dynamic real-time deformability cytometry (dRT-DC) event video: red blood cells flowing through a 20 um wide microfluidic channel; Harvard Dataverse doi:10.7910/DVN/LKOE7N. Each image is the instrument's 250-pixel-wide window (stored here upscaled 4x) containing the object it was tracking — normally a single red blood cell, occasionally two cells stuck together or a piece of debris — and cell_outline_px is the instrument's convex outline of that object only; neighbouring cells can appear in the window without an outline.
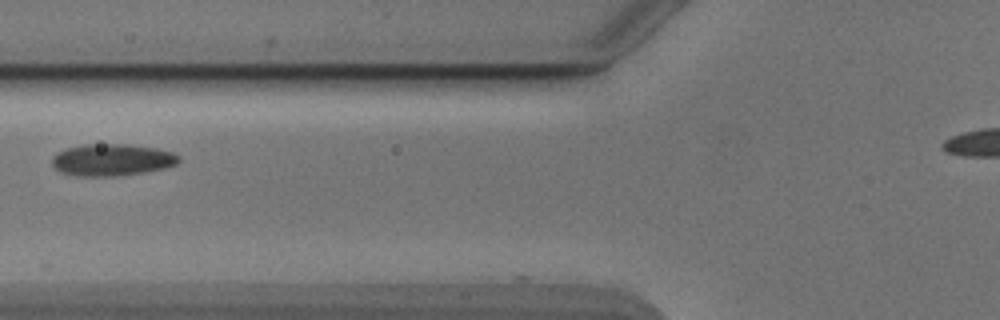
{"species": "Egyptian fruit bat (a non-hibernating species)", "species_latin": "Rousettus aegyptiacus", "temperature_condition": "cold", "stored_images_in_passage": 4, "camera_frame_rate_fps": 3000, "um_per_image_px": 0.085, "animal": {"sex": "male"}, "frame": {"image": 1, "passage_image": 3, "time_ms": 0.667, "image_size_px": [1000, 320], "cell_outline_px": [[180, 160], [176, 164], [164, 168], [144, 172], [116, 176], [76, 176], [60, 172], [52, 164], [52, 156], [56, 152], [64, 148], [84, 144], [128, 144], [156, 148], [172, 152], [180, 156]], "centroid_in_image_um": [9.49, 13.58], "position_along_channel_um": 116.3, "area_um2": 23.76}}